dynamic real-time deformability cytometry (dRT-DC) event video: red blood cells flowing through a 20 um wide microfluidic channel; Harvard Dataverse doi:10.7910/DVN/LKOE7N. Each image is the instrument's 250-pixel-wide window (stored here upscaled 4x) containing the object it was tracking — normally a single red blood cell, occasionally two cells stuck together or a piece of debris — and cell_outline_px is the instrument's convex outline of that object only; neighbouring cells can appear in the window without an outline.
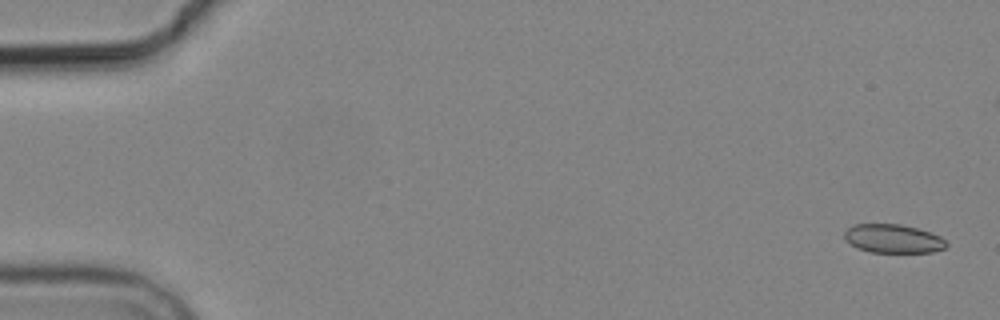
{"species": "common noctule bat (a hibernating species)", "species_latin": "Nyctalus noctula", "temperature_condition": "cold", "stored_images_in_passage": 8, "camera_frame_rate_fps": 3000, "um_per_image_px": 0.085, "animal": {"sex": "male", "body_mass_g": 19.2, "forearm_length_mm": 51.8}, "frame": {"image": 1, "passage_image": 1, "time_ms": 0.0, "image_size_px": [1000, 320], "cell_outline_px": [[948, 244], [944, 248], [932, 252], [872, 252], [860, 248], [844, 240], [844, 232], [852, 224], [900, 224], [916, 228], [940, 236]], "centroid_in_image_um": [75.89, 20.28], "position_along_channel_um": 9.1, "area_um2": 16.82}}
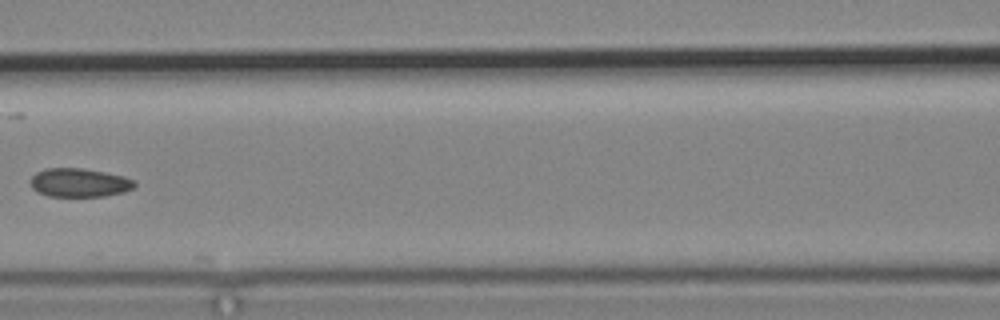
{"frame": {"image": 2, "passage_image": 7, "time_ms": 8.0, "image_size_px": [1000, 320], "cell_outline_px": [[136, 184], [132, 188], [124, 192], [104, 196], [48, 196], [36, 192], [32, 188], [32, 176], [36, 172], [44, 168], [84, 168], [124, 176], [136, 180]], "centroid_in_image_um": [6.75, 15.52], "position_along_channel_um": 159.9, "area_um2": 17.46}}
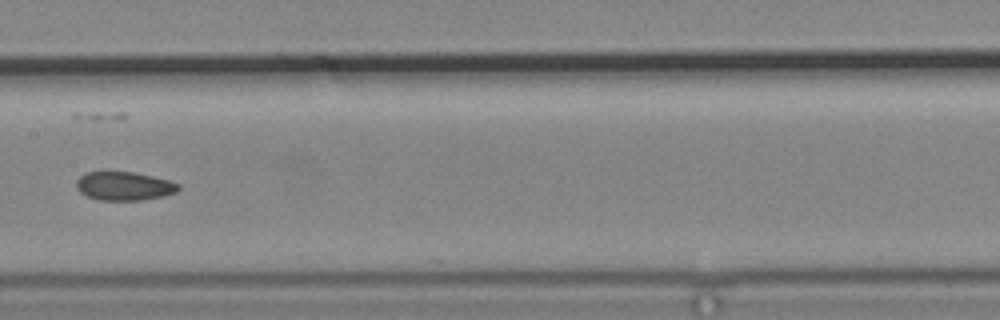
{"frame": {"image": 3, "passage_image": 8, "time_ms": 9.0, "image_size_px": [1000, 320], "cell_outline_px": [[180, 188], [176, 192], [164, 196], [140, 200], [100, 200], [88, 196], [80, 192], [76, 188], [76, 180], [80, 176], [88, 172], [132, 172], [152, 176], [168, 180], [180, 184]], "centroid_in_image_um": [10.56, 15.82], "position_along_channel_um": 196.8, "area_um2": 16.94}}